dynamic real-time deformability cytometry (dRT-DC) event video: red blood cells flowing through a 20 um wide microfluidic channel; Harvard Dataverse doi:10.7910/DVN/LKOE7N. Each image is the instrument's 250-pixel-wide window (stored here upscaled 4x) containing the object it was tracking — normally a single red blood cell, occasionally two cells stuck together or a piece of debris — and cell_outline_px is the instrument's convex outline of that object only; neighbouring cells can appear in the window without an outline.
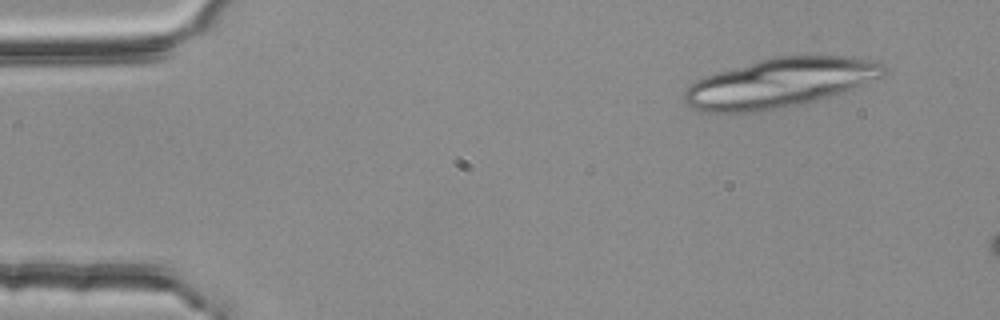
{"species": "common noctule bat (a hibernating species)", "species_latin": "Nyctalus noctula", "temperature_condition": "room temperature", "stored_images_in_passage": 11, "camera_frame_rate_fps": 3000, "um_per_image_px": 0.085, "animal": {"sex": "female", "body_mass_g": 25.1}, "frame": {"image": 1, "passage_image": 4, "time_ms": 1.0, "image_size_px": [1000, 320], "cell_outline_px": [[888, 72], [880, 76], [852, 88], [804, 104], [756, 112], [700, 112], [684, 104], [684, 88], [696, 80], [704, 76], [716, 72], [772, 56], [852, 56], [884, 64], [888, 68]], "centroid_in_image_um": [66.21, 7.05], "position_along_channel_um": 18.8, "area_um2": 57.16}}